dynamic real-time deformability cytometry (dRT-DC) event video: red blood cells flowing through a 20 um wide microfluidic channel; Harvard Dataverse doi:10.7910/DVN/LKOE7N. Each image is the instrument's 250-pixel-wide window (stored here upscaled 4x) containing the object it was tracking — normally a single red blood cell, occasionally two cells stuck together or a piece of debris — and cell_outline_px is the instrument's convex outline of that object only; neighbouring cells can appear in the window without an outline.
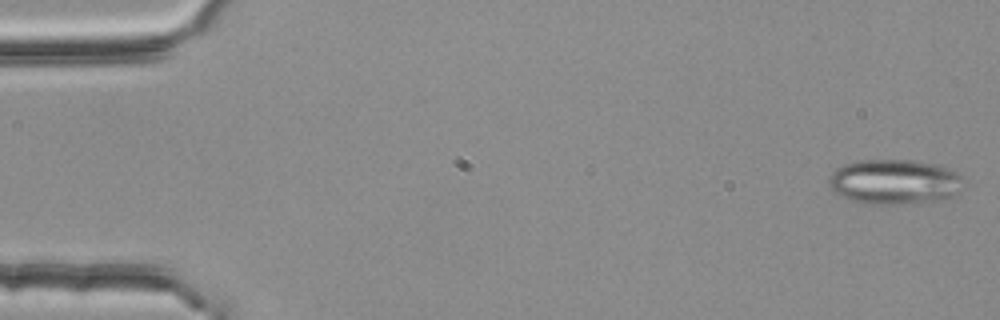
{"species": "common noctule bat (a hibernating species)", "species_latin": "Nyctalus noctula", "temperature_condition": "room temperature", "stored_images_in_passage": 53, "camera_frame_rate_fps": 3000, "um_per_image_px": 0.085, "animal": {"sex": "female", "body_mass_g": 25.1}, "frame": {"image": 1, "passage_image": 1, "time_ms": 0.0, "image_size_px": [1000, 320], "cell_outline_px": [[960, 192], [952, 196], [932, 200], [900, 204], [868, 204], [852, 200], [840, 196], [832, 192], [828, 184], [828, 176], [836, 168], [844, 164], [856, 160], [912, 160], [936, 164], [956, 172], [960, 176]], "centroid_in_image_um": [75.93, 15.44], "position_along_channel_um": 9.1, "area_um2": 35.14}}
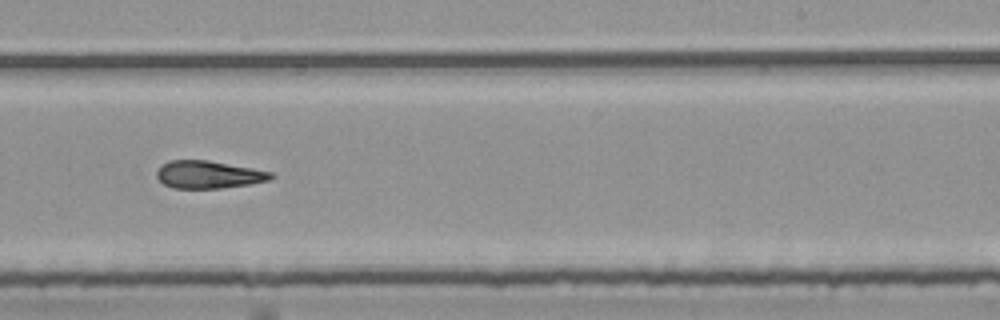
{"frame": {"image": 2, "passage_image": 33, "time_ms": 10.667, "image_size_px": [1000, 320], "cell_outline_px": [[276, 176], [272, 180], [224, 188], [172, 188], [164, 184], [156, 176], [156, 172], [168, 160], [208, 160], [252, 168], [272, 172]], "centroid_in_image_um": [17.76, 14.84], "position_along_channel_um": 271.2, "area_um2": 18.38}}
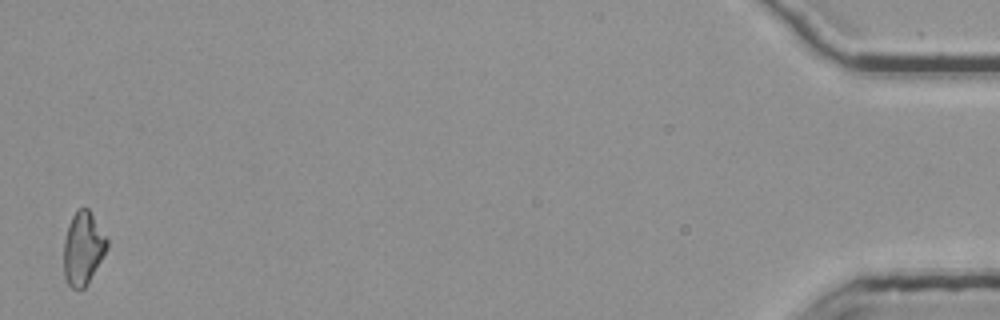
{"frame": {"image": 3, "passage_image": 53, "time_ms": 17.333, "image_size_px": [1000, 320], "cell_outline_px": [[108, 248], [88, 284], [84, 288], [72, 288], [68, 284], [64, 276], [64, 240], [68, 224], [76, 208], [88, 208], [108, 240]], "centroid_in_image_um": [7.05, 21.11], "position_along_channel_um": 428.1, "area_um2": 18.44}, "authors_computed_cell_mechanics": {"area_um2": 19.2474, "velocity_mm_per_s": 3.7858, "shape_relaxation_time_tau1_ms": null, "shape_relaxation_time_tau2_ms": 6.8641, "deformation_change_tau1": null, "deformation_change_tau2": 0.1982}}